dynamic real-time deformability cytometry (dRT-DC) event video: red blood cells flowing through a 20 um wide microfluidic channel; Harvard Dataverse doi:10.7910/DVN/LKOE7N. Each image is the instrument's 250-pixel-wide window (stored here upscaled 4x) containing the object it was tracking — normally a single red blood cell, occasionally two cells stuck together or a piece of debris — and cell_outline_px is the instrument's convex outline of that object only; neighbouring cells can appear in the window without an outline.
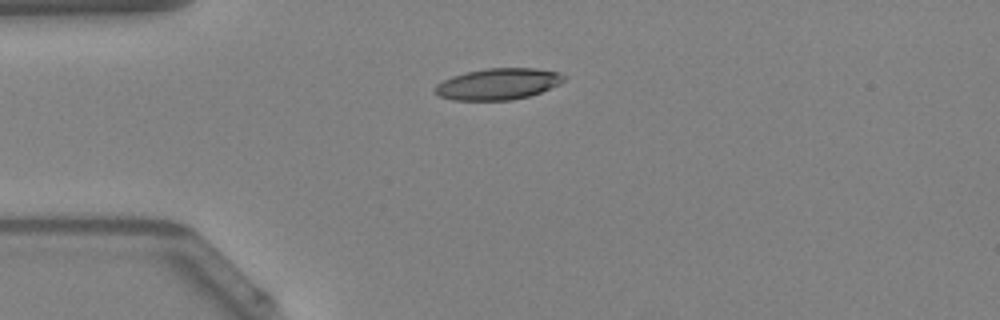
{"species": "Egyptian fruit bat (a non-hibernating species)", "species_latin": "Rousettus aegyptiacus", "temperature_condition": "warm", "stored_images_in_passage": 7, "camera_frame_rate_fps": 3000, "um_per_image_px": 0.085, "animal": {"sex": "female"}, "frame": {"image": 1, "passage_image": 1, "time_ms": 0.0, "image_size_px": [1000, 320], "cell_outline_px": [[564, 80], [560, 84], [540, 92], [528, 96], [512, 100], [452, 100], [440, 96], [436, 92], [436, 84], [452, 76], [468, 72], [488, 68], [532, 68], [556, 72], [564, 76]], "centroid_in_image_um": [42.33, 7.14], "position_along_channel_um": 42.7, "area_um2": 23.18}}
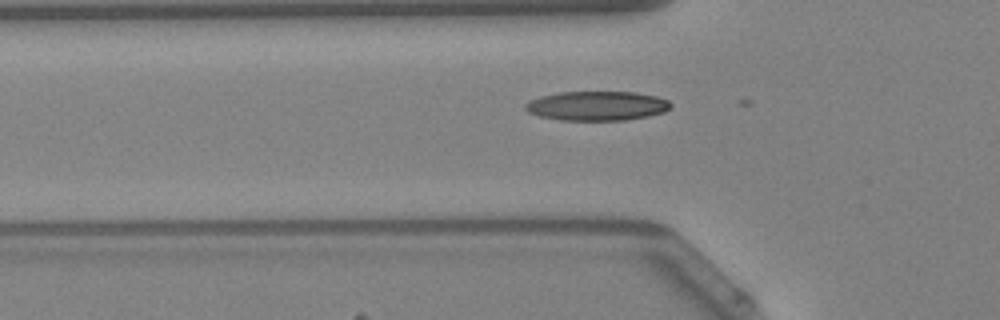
{"frame": {"image": 2, "passage_image": 5, "time_ms": 1.333, "image_size_px": [1000, 320], "cell_outline_px": [[672, 104], [664, 112], [648, 116], [624, 120], [560, 120], [540, 116], [528, 112], [524, 108], [524, 104], [528, 100], [540, 96], [560, 92], [632, 92], [656, 96], [668, 100]], "centroid_in_image_um": [50.7, 8.99], "position_along_channel_um": 75.1, "area_um2": 24.85}}